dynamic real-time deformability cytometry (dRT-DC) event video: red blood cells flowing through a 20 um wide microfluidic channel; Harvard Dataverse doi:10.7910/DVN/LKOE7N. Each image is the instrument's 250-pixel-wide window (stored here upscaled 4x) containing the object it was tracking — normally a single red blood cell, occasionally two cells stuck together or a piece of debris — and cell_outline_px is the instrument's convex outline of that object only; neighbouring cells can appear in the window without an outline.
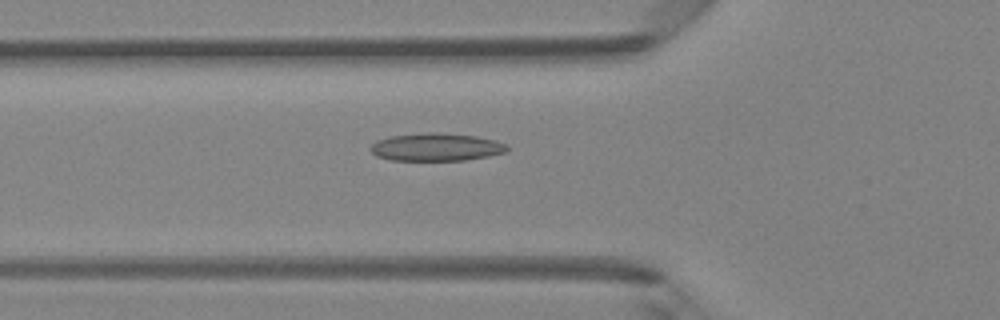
{"species": "Egyptian fruit bat (a non-hibernating species)", "species_latin": "Rousettus aegyptiacus", "temperature_condition": "room temperature", "stored_images_in_passage": 34, "camera_frame_rate_fps": 3000, "um_per_image_px": 0.085, "animal": {"sex": "female"}, "frame": {"image": 1, "passage_image": 3, "time_ms": 0.667, "image_size_px": [1000, 320], "cell_outline_px": [[508, 148], [504, 152], [488, 156], [464, 160], [392, 160], [376, 156], [372, 152], [372, 144], [376, 140], [392, 136], [428, 132], [432, 132], [476, 136], [496, 140], [504, 144]], "centroid_in_image_um": [37.06, 12.5], "position_along_channel_um": 88.7, "area_um2": 21.79}}
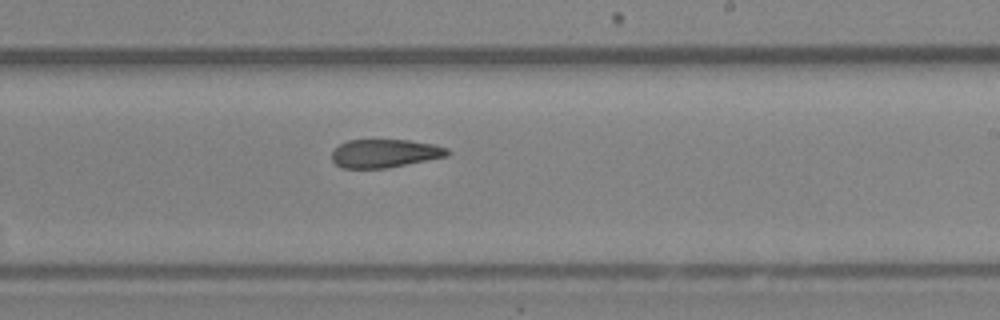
{"frame": {"image": 2, "passage_image": 15, "time_ms": 4.667, "image_size_px": [1000, 320], "cell_outline_px": [[452, 152], [448, 156], [384, 168], [340, 168], [332, 160], [332, 152], [340, 144], [348, 140], [408, 140], [432, 144], [448, 148]], "centroid_in_image_um": [32.71, 13.03], "position_along_channel_um": 256.3, "area_um2": 18.96}}
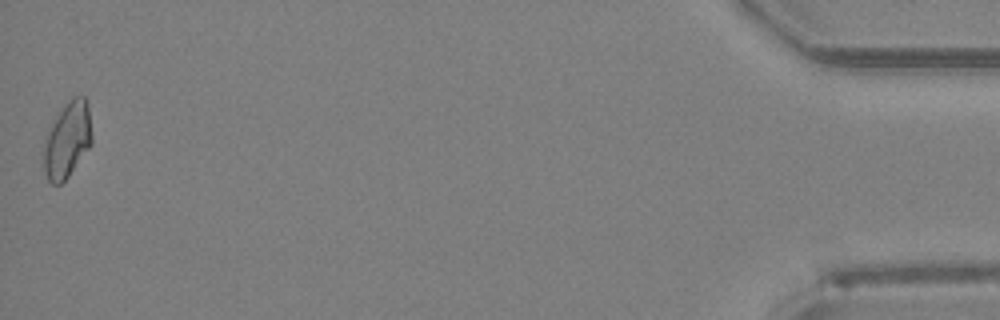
{"frame": {"image": 3, "passage_image": 34, "time_ms": 11.0, "image_size_px": [1000, 320], "cell_outline_px": [[92, 144], [68, 176], [60, 184], [52, 184], [48, 180], [44, 172], [40, 152], [44, 140], [52, 120], [64, 104], [72, 96], [84, 96], [88, 104], [92, 136]], "centroid_in_image_um": [5.67, 11.89], "position_along_channel_um": 429.5, "area_um2": 21.91}, "authors_computed_cell_mechanics": {"area_um2": 19.9988, "velocity_mm_per_s": 4.2123, "shape_relaxation_time_tau1_ms": null, "shape_relaxation_time_tau2_ms": 5.5671, "deformation_change_tau1": null, "deformation_change_tau2": 0.1467}}